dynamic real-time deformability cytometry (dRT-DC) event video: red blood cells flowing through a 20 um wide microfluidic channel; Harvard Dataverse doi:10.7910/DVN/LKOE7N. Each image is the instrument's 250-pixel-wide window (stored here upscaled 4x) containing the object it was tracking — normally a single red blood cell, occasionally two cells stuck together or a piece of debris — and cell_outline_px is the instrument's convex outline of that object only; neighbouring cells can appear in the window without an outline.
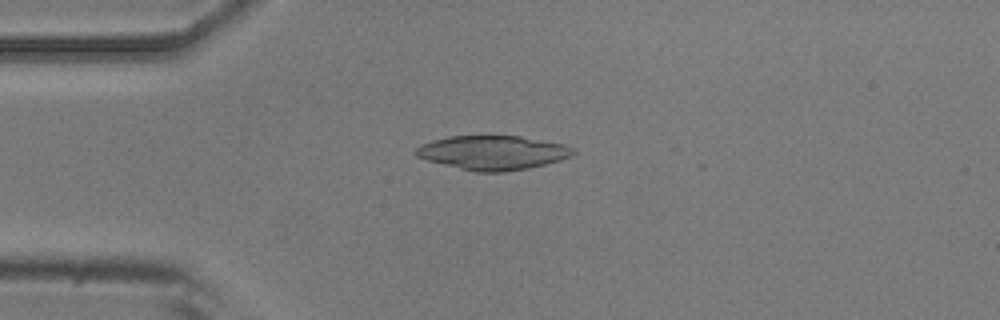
{"species": "common noctule bat (a hibernating species)", "species_latin": "Nyctalus noctula", "temperature_condition": "room temperature", "stored_images_in_passage": 3, "camera_frame_rate_fps": 3000, "um_per_image_px": 0.085, "animal": {"sex": "male", "body_mass_g": 20.5, "forearm_length_mm": 52.5}, "frame": {"image": 1, "passage_image": 3, "time_ms": 2.333, "image_size_px": [1000, 320], "cell_outline_px": [[576, 152], [572, 156], [560, 160], [528, 168], [504, 172], [476, 172], [428, 160], [416, 156], [416, 148], [420, 144], [432, 140], [448, 136], [520, 136], [564, 144], [576, 148]], "centroid_in_image_um": [41.92, 12.97], "position_along_channel_um": 43.1, "area_um2": 31.21}}